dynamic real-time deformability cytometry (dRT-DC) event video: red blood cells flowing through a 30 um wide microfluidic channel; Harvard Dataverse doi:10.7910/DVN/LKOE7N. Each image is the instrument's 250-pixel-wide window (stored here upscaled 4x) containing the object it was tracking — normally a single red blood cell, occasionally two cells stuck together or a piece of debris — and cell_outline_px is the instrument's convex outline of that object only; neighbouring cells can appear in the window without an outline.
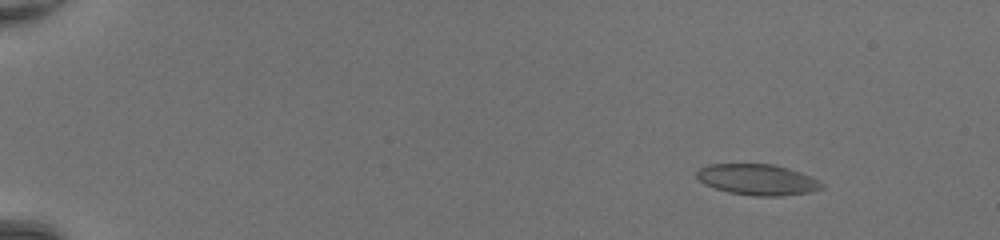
{"species": "common noctule bat (a hibernating species)", "species_latin": "Nyctalus noctula", "temperature_condition": "room temperature", "stored_images_in_passage": 50, "camera_frame_rate_fps": 3000, "um_per_image_px": 0.085, "animal": {"sex": "female", "body_mass_g": 20.0, "forearm_length_mm": 54.0}, "frame": {"image": 1, "passage_image": 7, "time_ms": 2.0, "image_size_px": [1000, 240], "cell_outline_px": [[824, 188], [808, 192], [780, 196], [752, 196], [728, 192], [704, 184], [696, 176], [696, 172], [700, 168], [708, 164], [772, 164], [788, 168], [800, 172], [824, 184]], "centroid_in_image_um": [64.36, 15.27], "position_along_channel_um": 20.6, "area_um2": 22.37}}
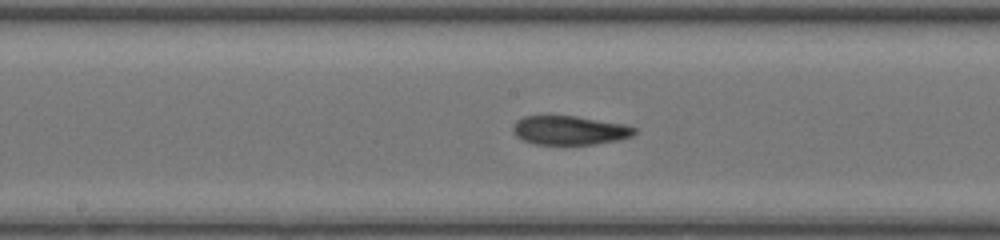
{"frame": {"image": 2, "passage_image": 29, "time_ms": 9.333, "image_size_px": [1000, 240], "cell_outline_px": [[636, 132], [632, 136], [620, 140], [592, 144], [536, 144], [524, 140], [516, 136], [512, 132], [512, 128], [516, 120], [524, 116], [548, 112], [576, 116], [624, 124], [636, 128]], "centroid_in_image_um": [48.35, 11.02], "position_along_channel_um": 199.8, "area_um2": 21.21}}
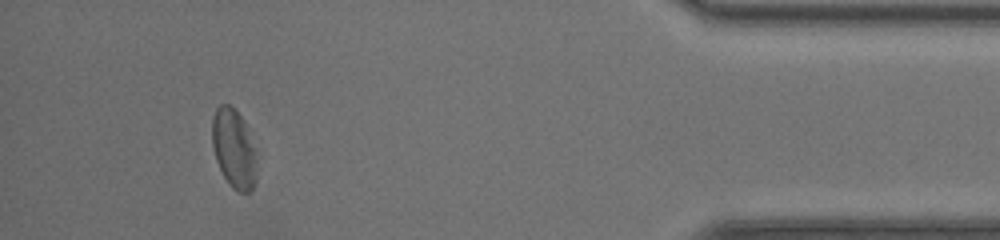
{"frame": {"image": 3, "passage_image": 47, "time_ms": 15.333, "image_size_px": [1000, 240], "cell_outline_px": [[256, 180], [252, 188], [248, 192], [240, 192], [232, 188], [224, 176], [216, 160], [212, 144], [212, 120], [216, 108], [220, 104], [228, 104], [240, 116], [244, 124], [256, 152]], "centroid_in_image_um": [19.86, 12.65], "position_along_channel_um": 415.3, "area_um2": 20.17}, "authors_computed_cell_mechanics": {"area_um2": 21.7906, "velocity_mm_per_s": 4.3855, "shape_relaxation_time_tau1_ms": 9.241, "shape_relaxation_time_tau2_ms": 3.6352, "deformation_change_tau1": 0.2213, "deformation_change_tau2": 0.1249}}